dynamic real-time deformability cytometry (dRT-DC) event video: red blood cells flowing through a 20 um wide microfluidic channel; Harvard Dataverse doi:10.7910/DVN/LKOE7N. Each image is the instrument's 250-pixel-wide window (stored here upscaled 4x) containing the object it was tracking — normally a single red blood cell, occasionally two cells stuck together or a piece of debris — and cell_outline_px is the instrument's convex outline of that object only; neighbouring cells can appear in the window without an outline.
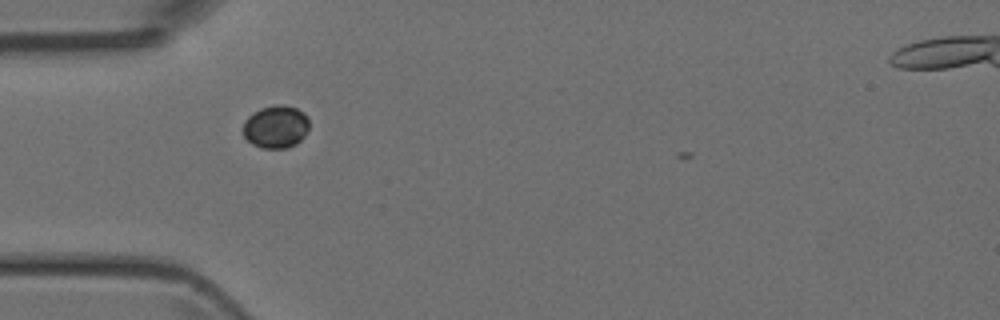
{"species": "Egyptian fruit bat (a non-hibernating species)", "species_latin": "Rousettus aegyptiacus", "temperature_condition": "room temperature", "stored_images_in_passage": 6, "camera_frame_rate_fps": 3000, "um_per_image_px": 0.085, "animal": {"sex": "female"}, "frame": {"image": 1, "passage_image": 3, "time_ms": 0.667, "image_size_px": [1000, 320], "cell_outline_px": [[308, 128], [304, 136], [296, 144], [288, 148], [260, 148], [252, 144], [244, 136], [244, 120], [252, 112], [260, 108], [276, 104], [284, 104], [296, 108], [304, 112], [308, 116]], "centroid_in_image_um": [23.45, 10.76], "position_along_channel_um": 61.6, "area_um2": 16.65}}